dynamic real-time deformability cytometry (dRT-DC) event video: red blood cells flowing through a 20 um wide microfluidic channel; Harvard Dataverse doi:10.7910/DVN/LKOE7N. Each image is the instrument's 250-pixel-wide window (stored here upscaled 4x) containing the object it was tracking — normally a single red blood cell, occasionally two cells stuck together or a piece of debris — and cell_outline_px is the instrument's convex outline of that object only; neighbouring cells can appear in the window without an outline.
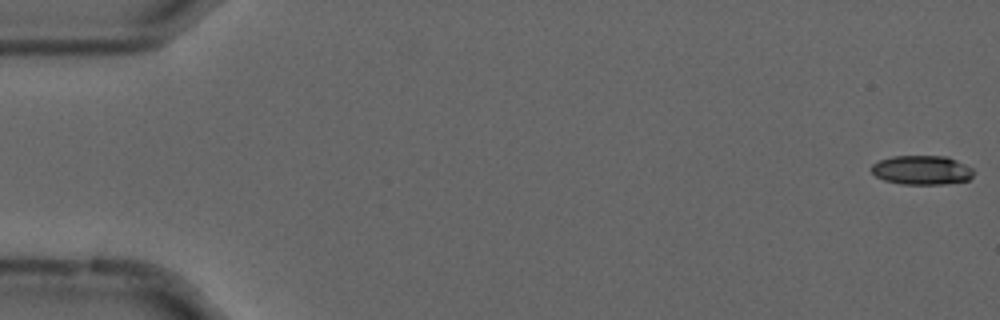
{"species": "common noctule bat (a hibernating species)", "species_latin": "Nyctalus noctula", "temperature_condition": "cold", "stored_images_in_passage": 56, "camera_frame_rate_fps": 3000, "um_per_image_px": 0.085, "animal": {"sex": "male", "forearm_length_mm": 52.5}, "frame": {"image": 1, "passage_image": 1, "time_ms": 0.0, "image_size_px": [1000, 320], "cell_outline_px": [[972, 176], [968, 180], [944, 184], [904, 184], [884, 180], [876, 176], [872, 172], [872, 164], [880, 160], [892, 156], [948, 156], [972, 168]], "centroid_in_image_um": [78.35, 14.45], "position_along_channel_um": 6.7, "area_um2": 17.22}}
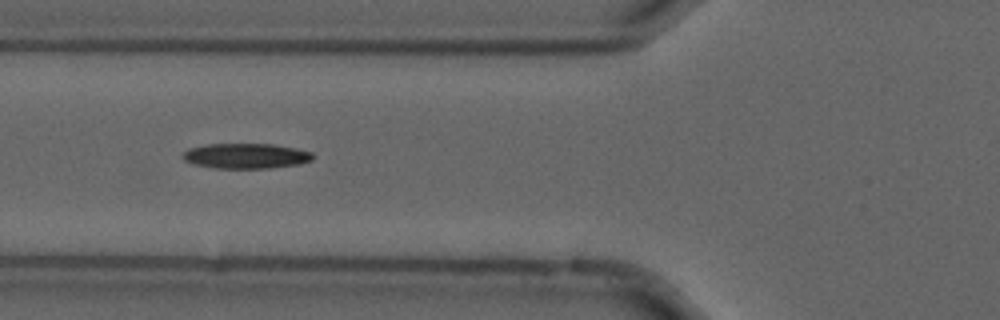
{"frame": {"image": 2, "passage_image": 21, "time_ms": 6.667, "image_size_px": [1000, 320], "cell_outline_px": [[312, 160], [300, 164], [272, 168], [216, 168], [196, 164], [184, 160], [184, 152], [188, 148], [208, 144], [276, 144], [296, 148], [312, 152]], "centroid_in_image_um": [20.95, 13.25], "position_along_channel_um": 104.9, "area_um2": 19.02}}
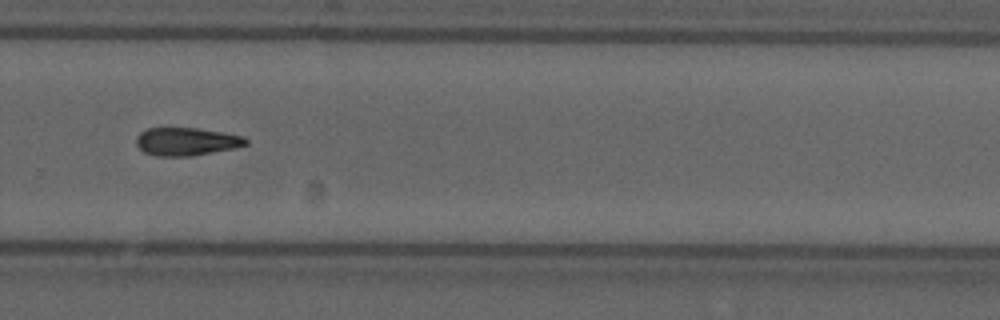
{"frame": {"image": 3, "passage_image": 38, "time_ms": 12.333, "image_size_px": [1000, 320], "cell_outline_px": [[248, 144], [236, 148], [188, 156], [156, 156], [144, 152], [136, 144], [136, 136], [140, 132], [148, 128], [196, 128], [224, 132], [244, 136], [248, 140]], "centroid_in_image_um": [15.86, 12.02], "position_along_channel_um": 313.9, "area_um2": 17.92}, "authors_computed_cell_mechanics": {"area_um2": 17.8891, "velocity_mm_per_s": 3.6824, "shape_relaxation_time_tau1_ms": 10.1001, "shape_relaxation_time_tau2_ms": null, "deformation_change_tau1": 0.2032, "deformation_change_tau2": null}}